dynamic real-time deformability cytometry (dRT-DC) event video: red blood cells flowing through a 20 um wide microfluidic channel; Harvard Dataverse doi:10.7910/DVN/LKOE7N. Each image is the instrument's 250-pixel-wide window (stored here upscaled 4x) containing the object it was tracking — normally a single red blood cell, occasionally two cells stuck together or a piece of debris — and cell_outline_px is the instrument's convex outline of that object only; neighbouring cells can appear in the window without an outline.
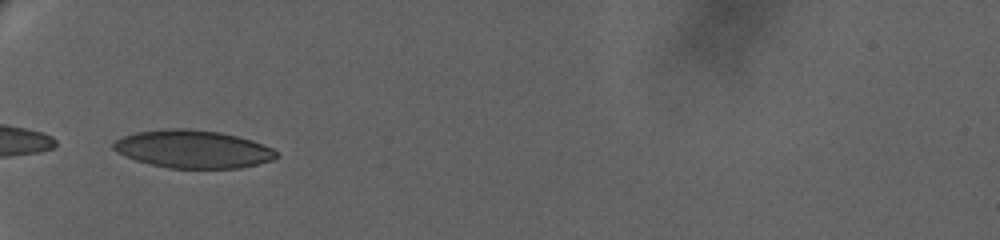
{"species": "human", "species_latin": "Homo sapiens", "temperature_condition": "warm", "stored_images_in_passage": 50, "camera_frame_rate_fps": 3000, "um_per_image_px": 0.085, "donor": {"sex": "female"}, "frame": {"image": 1, "passage_image": 1, "time_ms": 0.0, "image_size_px": [1000, 240], "cell_outline_px": [[280, 156], [272, 160], [240, 168], [168, 168], [148, 164], [136, 160], [112, 148], [112, 144], [116, 140], [124, 136], [136, 132], [168, 128], [188, 128], [220, 132], [252, 140], [264, 144], [280, 152]], "centroid_in_image_um": [16.45, 12.67], "position_along_channel_um": 68.6, "area_um2": 36.01}}
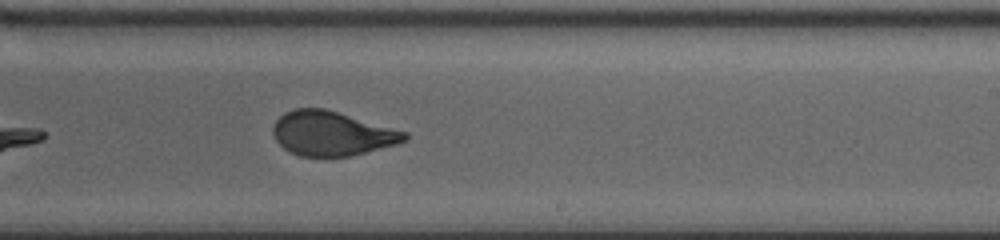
{"frame": {"image": 2, "passage_image": 23, "time_ms": 6.333, "image_size_px": [1000, 240], "cell_outline_px": [[408, 140], [396, 144], [352, 156], [300, 156], [284, 148], [276, 140], [272, 132], [272, 128], [276, 120], [284, 112], [296, 108], [324, 108], [408, 132]], "centroid_in_image_um": [28.21, 11.34], "position_along_channel_um": 260.8, "area_um2": 33.93}}
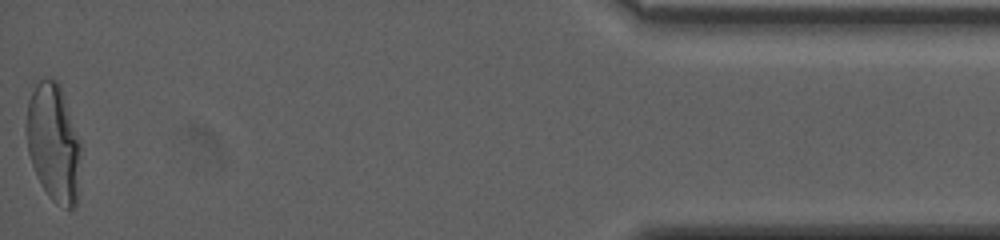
{"frame": {"image": 3, "passage_image": 50, "time_ms": 13.667, "image_size_px": [1000, 240], "cell_outline_px": [[80, 148], [76, 208], [68, 208], [56, 204], [48, 196], [32, 164], [28, 152], [28, 100], [36, 84], [44, 76], [52, 76], [60, 84], [80, 140]], "centroid_in_image_um": [4.57, 12.1], "position_along_channel_um": 430.6, "area_um2": 36.82}}